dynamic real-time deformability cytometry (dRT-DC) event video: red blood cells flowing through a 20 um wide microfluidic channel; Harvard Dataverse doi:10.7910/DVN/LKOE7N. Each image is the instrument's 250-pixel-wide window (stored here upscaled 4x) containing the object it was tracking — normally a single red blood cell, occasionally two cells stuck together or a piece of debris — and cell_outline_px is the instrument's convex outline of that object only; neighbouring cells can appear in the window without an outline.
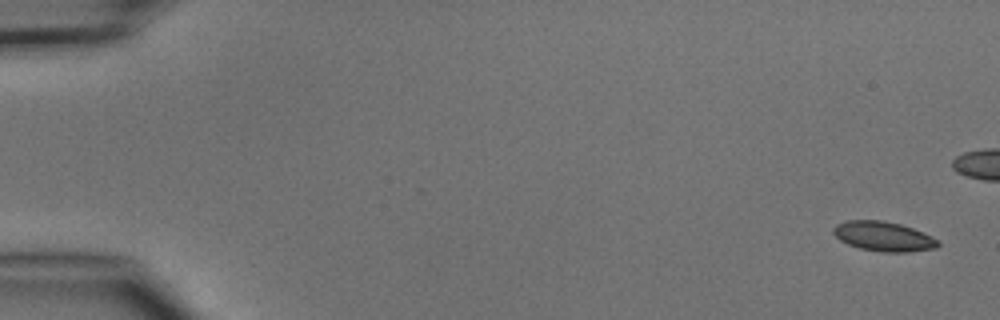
{"species": "common noctule bat (a hibernating species)", "species_latin": "Nyctalus noctula", "temperature_condition": "cold", "stored_images_in_passage": 8, "camera_frame_rate_fps": 3000, "um_per_image_px": 0.085, "animal": {"sex": "male", "body_mass_g": 15.6}, "frame": {"image": 1, "passage_image": 1, "time_ms": 0.0, "image_size_px": [1000, 320], "cell_outline_px": [[940, 244], [936, 248], [908, 252], [880, 252], [860, 248], [848, 244], [840, 240], [832, 232], [832, 228], [836, 224], [848, 220], [880, 220], [900, 224], [924, 232], [940, 240]], "centroid_in_image_um": [75.11, 20.09], "position_along_channel_um": 9.9, "area_um2": 18.21}}